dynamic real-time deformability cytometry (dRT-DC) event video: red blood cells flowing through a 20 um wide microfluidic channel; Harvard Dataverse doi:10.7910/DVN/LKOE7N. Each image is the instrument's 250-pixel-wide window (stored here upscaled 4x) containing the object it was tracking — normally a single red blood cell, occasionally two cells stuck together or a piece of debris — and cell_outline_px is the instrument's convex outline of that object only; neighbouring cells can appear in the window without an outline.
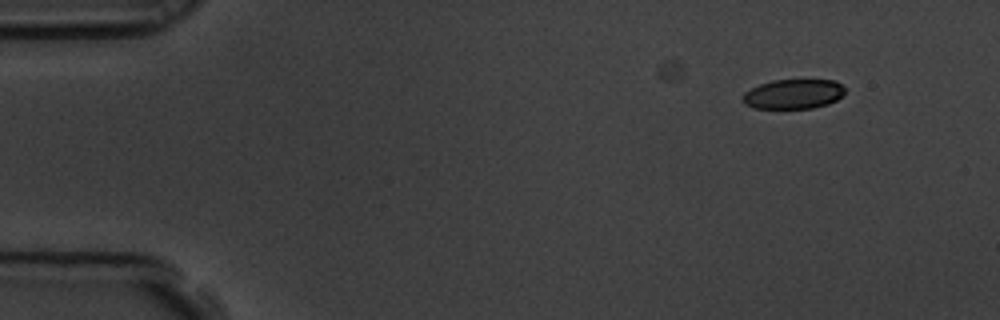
{"species": "common noctule bat (a hibernating species)", "species_latin": "Nyctalus noctula", "temperature_condition": "room temperature", "stored_images_in_passage": 4, "camera_frame_rate_fps": 3000, "um_per_image_px": 0.085, "animal": {"sex": "male", "body_mass_g": 19.5, "forearm_length_mm": 54.6}, "frame": {"image": 1, "passage_image": 1, "time_ms": 0.0, "image_size_px": [1000, 320], "cell_outline_px": [[844, 92], [836, 100], [828, 104], [812, 108], [752, 108], [744, 104], [744, 92], [760, 84], [772, 80], [836, 80], [844, 88]], "centroid_in_image_um": [67.43, 7.99], "position_along_channel_um": 17.6, "area_um2": 17.51}}
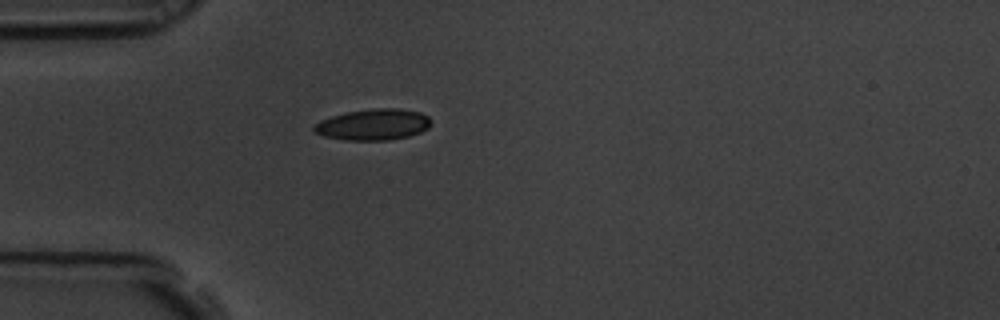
{"frame": {"image": 2, "passage_image": 4, "time_ms": 1.0, "image_size_px": [1000, 320], "cell_outline_px": [[432, 124], [428, 128], [420, 132], [408, 136], [388, 140], [344, 140], [324, 136], [312, 132], [312, 128], [320, 120], [332, 116], [348, 112], [376, 108], [396, 108], [420, 112], [428, 116], [432, 120]], "centroid_in_image_um": [31.73, 10.59], "position_along_channel_um": 53.3, "area_um2": 21.27}}